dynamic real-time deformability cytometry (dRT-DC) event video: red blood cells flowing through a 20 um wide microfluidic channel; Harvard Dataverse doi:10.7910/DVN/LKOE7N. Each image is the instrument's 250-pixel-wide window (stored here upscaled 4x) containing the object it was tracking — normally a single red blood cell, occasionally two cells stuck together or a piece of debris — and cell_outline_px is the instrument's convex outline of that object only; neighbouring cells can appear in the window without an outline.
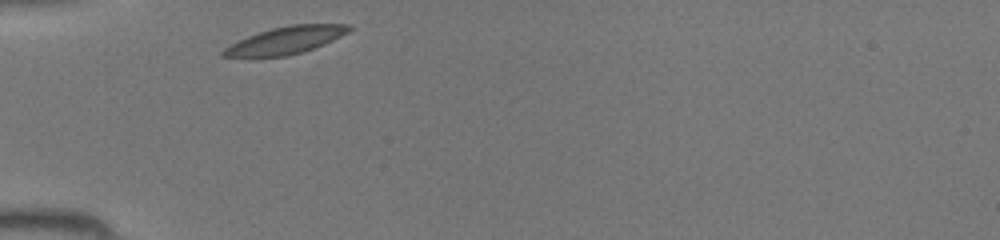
{"species": "common noctule bat (a hibernating species)", "species_latin": "Nyctalus noctula", "temperature_condition": "room temperature", "stored_images_in_passage": 25, "camera_frame_rate_fps": 3000, "um_per_image_px": 0.085, "animal": {"sex": "female", "body_mass_g": 19.5, "forearm_length_mm": 54.1}, "frame": {"image": 1, "passage_image": 1, "time_ms": 0.0, "image_size_px": [1000, 240], "cell_outline_px": [[352, 28], [348, 32], [324, 44], [288, 56], [220, 56], [220, 52], [224, 48], [248, 36], [272, 28], [292, 24], [352, 24]], "centroid_in_image_um": [24.31, 3.41], "position_along_channel_um": 60.7, "area_um2": 19.54}}
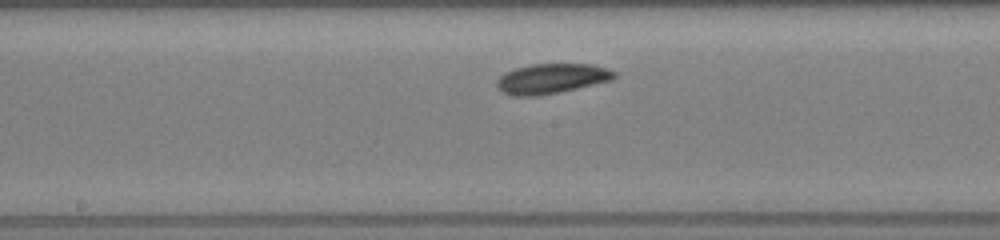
{"frame": {"image": 2, "passage_image": 11, "time_ms": 3.333, "image_size_px": [1000, 240], "cell_outline_px": [[616, 76], [612, 80], [540, 96], [512, 96], [504, 92], [496, 84], [496, 80], [504, 72], [516, 68], [532, 64], [592, 64], [608, 68], [616, 72]], "centroid_in_image_um": [46.88, 6.67], "position_along_channel_um": 201.3, "area_um2": 20.46}}
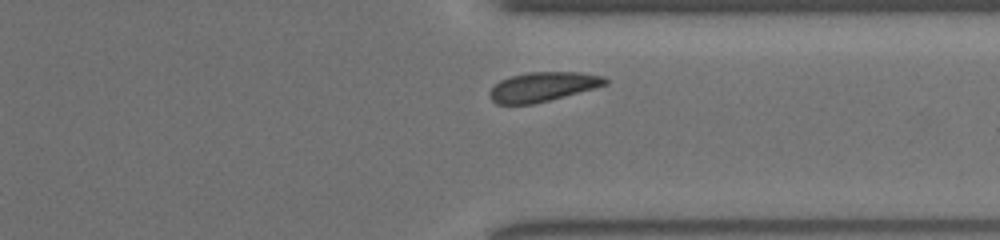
{"frame": {"image": 3, "passage_image": 22, "time_ms": 7.0, "image_size_px": [1000, 240], "cell_outline_px": [[608, 84], [596, 88], [532, 104], [496, 104], [488, 96], [488, 92], [500, 80], [512, 76], [528, 72], [580, 72], [604, 76], [608, 80]], "centroid_in_image_um": [46.15, 7.37], "position_along_channel_um": 365.3, "area_um2": 19.77}}